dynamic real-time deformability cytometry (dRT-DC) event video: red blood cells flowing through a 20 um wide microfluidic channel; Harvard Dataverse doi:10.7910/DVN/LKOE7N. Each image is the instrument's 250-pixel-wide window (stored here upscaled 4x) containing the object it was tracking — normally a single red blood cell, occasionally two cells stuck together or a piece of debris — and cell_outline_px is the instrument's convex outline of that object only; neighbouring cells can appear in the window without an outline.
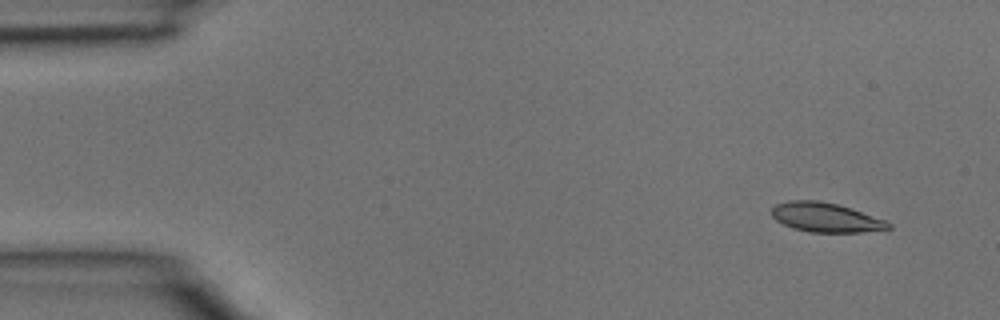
{"species": "common noctule bat (a hibernating species)", "species_latin": "Nyctalus noctula", "temperature_condition": "room temperature", "stored_images_in_passage": 5, "camera_frame_rate_fps": 3000, "um_per_image_px": 0.085, "animal": {"sex": "male", "body_mass_g": 15.6}, "frame": {"image": 1, "passage_image": 1, "time_ms": 0.0, "image_size_px": [1000, 320], "cell_outline_px": [[892, 228], [860, 232], [808, 232], [792, 228], [776, 220], [772, 216], [772, 208], [776, 204], [792, 200], [820, 200], [836, 204], [884, 220], [892, 224]], "centroid_in_image_um": [70.14, 18.48], "position_along_channel_um": 14.9, "area_um2": 19.65}}
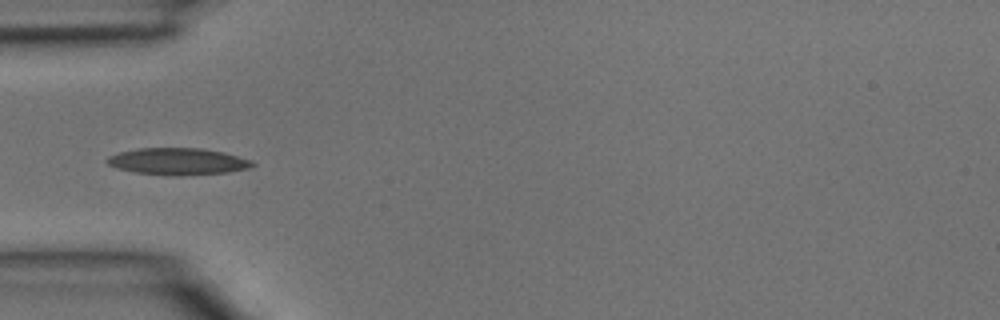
{"frame": {"image": 2, "passage_image": 4, "time_ms": 1.0, "image_size_px": [1000, 320], "cell_outline_px": [[256, 164], [248, 168], [228, 172], [180, 176], [172, 176], [136, 172], [116, 168], [108, 164], [104, 160], [108, 156], [120, 152], [140, 148], [204, 148], [224, 152], [252, 160]], "centroid_in_image_um": [15.12, 13.72], "position_along_channel_um": 69.9, "area_um2": 22.83}}